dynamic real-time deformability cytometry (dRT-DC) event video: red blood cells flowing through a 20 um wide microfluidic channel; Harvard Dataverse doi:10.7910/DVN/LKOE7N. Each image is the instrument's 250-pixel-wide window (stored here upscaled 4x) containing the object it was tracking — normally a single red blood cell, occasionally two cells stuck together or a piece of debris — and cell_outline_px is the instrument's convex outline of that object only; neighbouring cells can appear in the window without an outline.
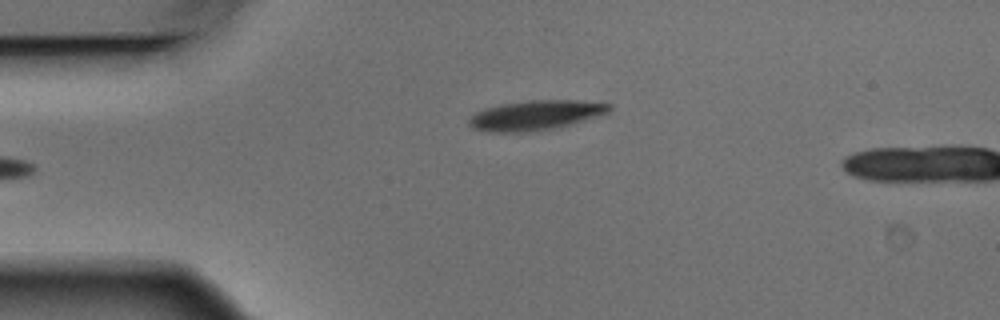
{"species": "Egyptian fruit bat (a non-hibernating species)", "species_latin": "Rousettus aegyptiacus", "temperature_condition": "warm", "stored_images_in_passage": 5, "camera_frame_rate_fps": 3000, "um_per_image_px": 0.085, "animal": {"sex": "male"}, "frame": {"image": 1, "passage_image": 5, "time_ms": 1.333, "image_size_px": [1000, 320], "cell_outline_px": [[612, 108], [608, 112], [596, 116], [568, 124], [552, 128], [524, 132], [488, 132], [472, 128], [468, 124], [468, 120], [476, 112], [484, 108], [504, 104], [532, 100], [576, 100], [612, 104]], "centroid_in_image_um": [45.48, 9.79], "position_along_channel_um": 39.5, "area_um2": 23.87}}